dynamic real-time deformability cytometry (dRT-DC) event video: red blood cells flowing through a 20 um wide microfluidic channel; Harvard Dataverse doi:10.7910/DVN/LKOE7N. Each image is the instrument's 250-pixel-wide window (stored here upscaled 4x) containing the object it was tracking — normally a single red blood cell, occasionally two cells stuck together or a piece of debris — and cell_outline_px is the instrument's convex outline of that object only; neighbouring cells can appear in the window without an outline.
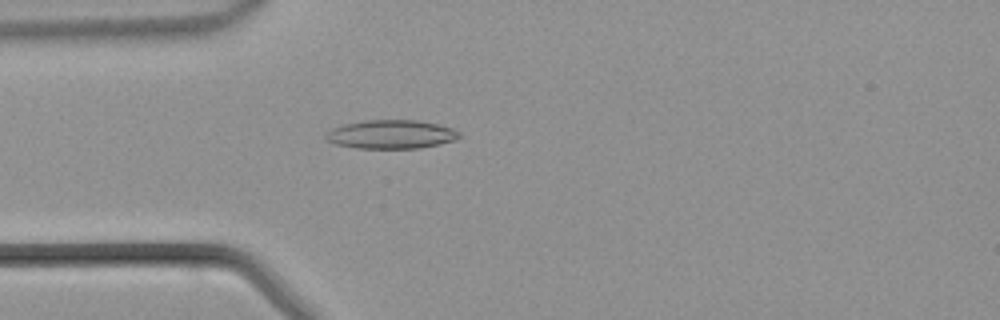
{"species": "common noctule bat (a hibernating species)", "species_latin": "Nyctalus noctula", "temperature_condition": "warm", "stored_images_in_passage": 43, "camera_frame_rate_fps": 3000, "um_per_image_px": 0.085, "animal": {"sex": "male", "body_mass_g": 21.5, "forearm_length_mm": 52.0}, "frame": {"image": 1, "passage_image": 11, "time_ms": 3.333, "image_size_px": [1000, 320], "cell_outline_px": [[460, 136], [456, 140], [440, 144], [420, 148], [356, 148], [332, 144], [324, 136], [332, 128], [344, 124], [364, 120], [420, 120], [452, 128], [460, 132]], "centroid_in_image_um": [33.24, 11.42], "position_along_channel_um": 51.8, "area_um2": 22.43}}
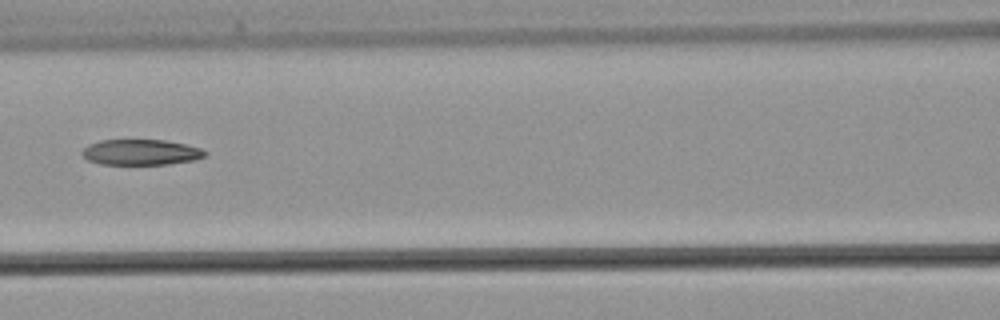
{"frame": {"image": 2, "passage_image": 18, "time_ms": 5.667, "image_size_px": [1000, 320], "cell_outline_px": [[208, 156], [196, 160], [168, 164], [100, 164], [88, 160], [80, 152], [88, 144], [100, 140], [164, 140], [184, 144], [200, 148], [208, 152]], "centroid_in_image_um": [12.0, 12.94], "position_along_channel_um": 154.6, "area_um2": 18.44}}
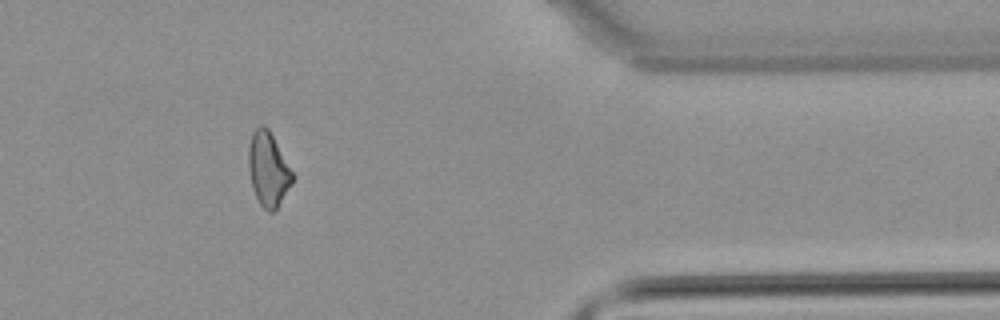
{"frame": {"image": 3, "passage_image": 35, "time_ms": 11.333, "image_size_px": [1000, 320], "cell_outline_px": [[292, 184], [276, 212], [268, 212], [260, 204], [252, 188], [248, 168], [248, 148], [252, 132], [260, 124], [264, 124], [268, 128], [292, 172]], "centroid_in_image_um": [22.77, 14.41], "position_along_channel_um": 388.6, "area_um2": 18.96}}